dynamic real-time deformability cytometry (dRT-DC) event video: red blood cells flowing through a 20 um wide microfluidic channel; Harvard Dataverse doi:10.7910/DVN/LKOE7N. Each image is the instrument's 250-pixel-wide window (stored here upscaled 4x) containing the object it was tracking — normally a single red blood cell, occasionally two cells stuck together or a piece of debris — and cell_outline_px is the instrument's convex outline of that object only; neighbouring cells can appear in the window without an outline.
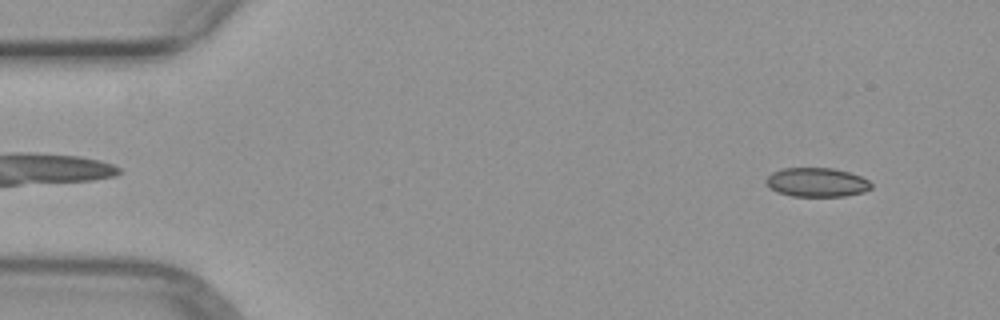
{"species": "common noctule bat (a hibernating species)", "species_latin": "Nyctalus noctula", "temperature_condition": "warm", "stored_images_in_passage": 50, "camera_frame_rate_fps": 3000, "um_per_image_px": 0.085, "animal": {"sex": "female", "body_mass_g": 29.2, "forearm_length_mm": 56.3}, "frame": {"image": 1, "passage_image": 4, "time_ms": 1.0, "image_size_px": [1000, 320], "cell_outline_px": [[872, 188], [864, 192], [844, 196], [792, 196], [776, 192], [764, 180], [772, 172], [784, 168], [832, 168], [848, 172], [860, 176], [868, 180], [872, 184]], "centroid_in_image_um": [69.44, 15.5], "position_along_channel_um": 15.6, "area_um2": 17.74}}
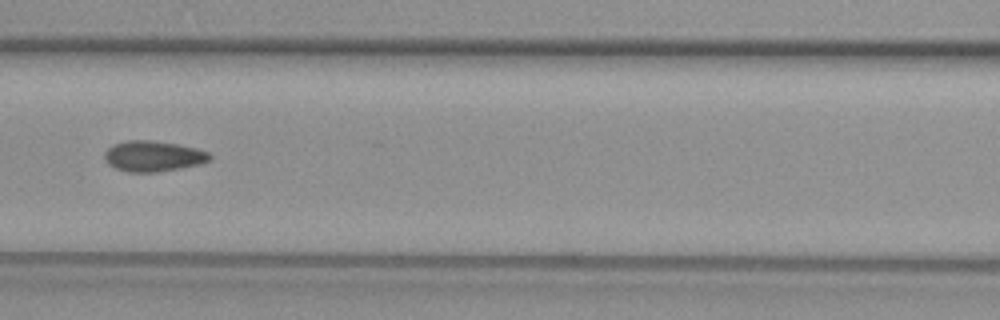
{"frame": {"image": 2, "passage_image": 22, "time_ms": 7.0, "image_size_px": [1000, 320], "cell_outline_px": [[212, 160], [200, 164], [180, 168], [156, 172], [128, 172], [116, 168], [108, 164], [104, 160], [104, 152], [112, 144], [128, 140], [152, 140], [176, 144], [196, 148], [208, 152], [212, 156]], "centroid_in_image_um": [13.01, 13.27], "position_along_channel_um": 153.6, "area_um2": 18.9}}
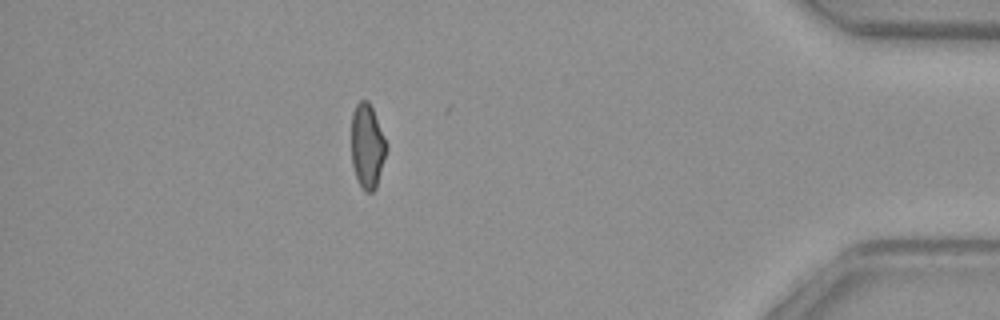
{"frame": {"image": 3, "passage_image": 44, "time_ms": 14.333, "image_size_px": [1000, 320], "cell_outline_px": [[388, 148], [376, 188], [372, 192], [364, 192], [356, 176], [352, 164], [352, 112], [356, 104], [360, 100], [368, 100], [372, 108], [388, 144]], "centroid_in_image_um": [31.23, 12.42], "position_along_channel_um": 404.0, "area_um2": 17.28}}